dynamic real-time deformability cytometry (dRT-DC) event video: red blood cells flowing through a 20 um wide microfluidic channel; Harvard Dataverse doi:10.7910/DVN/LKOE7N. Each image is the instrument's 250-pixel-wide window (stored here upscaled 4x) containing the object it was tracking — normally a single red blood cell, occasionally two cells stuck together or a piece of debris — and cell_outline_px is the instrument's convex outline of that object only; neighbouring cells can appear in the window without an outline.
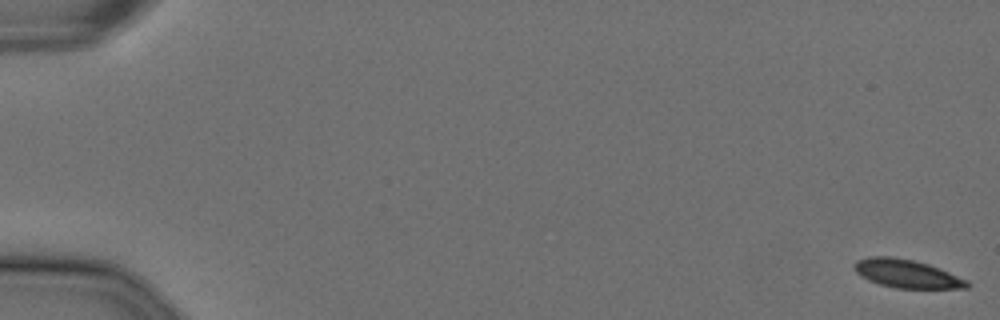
{"species": "Egyptian fruit bat (a non-hibernating species)", "species_latin": "Rousettus aegyptiacus", "temperature_condition": "cold", "stored_images_in_passage": 57, "camera_frame_rate_fps": 3000, "um_per_image_px": 0.085, "animal": {"sex": "female"}, "frame": {"image": 1, "passage_image": 1, "time_ms": 0.0, "image_size_px": [1000, 320], "cell_outline_px": [[972, 284], [968, 288], [896, 288], [880, 284], [868, 280], [860, 276], [852, 268], [856, 260], [868, 256], [892, 256], [912, 260], [928, 264], [940, 268], [968, 280]], "centroid_in_image_um": [77.07, 23.26], "position_along_channel_um": 7.9, "area_um2": 18.79}}
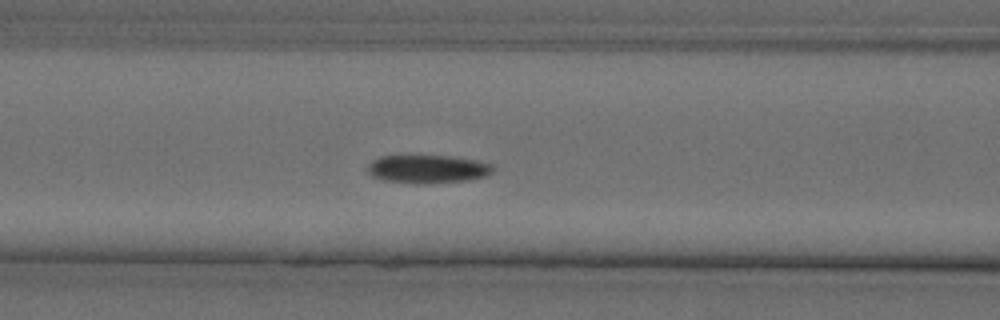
{"frame": {"image": 2, "passage_image": 25, "time_ms": 8.0, "image_size_px": [1000, 320], "cell_outline_px": [[492, 172], [488, 176], [468, 180], [424, 184], [416, 184], [384, 180], [372, 176], [368, 172], [368, 164], [372, 160], [380, 156], [448, 156], [476, 160], [492, 164]], "centroid_in_image_um": [36.35, 14.38], "position_along_channel_um": 130.3, "area_um2": 20.63}}
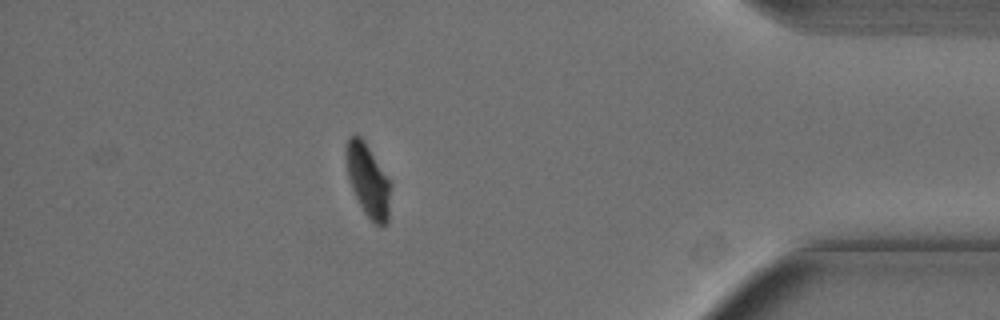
{"frame": {"image": 3, "passage_image": 51, "time_ms": 16.667, "image_size_px": [1000, 320], "cell_outline_px": [[388, 224], [376, 224], [364, 212], [352, 188], [348, 176], [344, 156], [344, 148], [348, 136], [360, 136], [364, 140], [388, 180]], "centroid_in_image_um": [31.2, 15.27], "position_along_channel_um": 404.0, "area_um2": 18.09}, "authors_computed_cell_mechanics": {"area_um2": 20.2878, "velocity_mm_per_s": 3.5982, "shape_relaxation_time_tau1_ms": 6.5566, "shape_relaxation_time_tau2_ms": 6.4195, "deformation_change_tau1": 0.169, "deformation_change_tau2": 0.0779}}